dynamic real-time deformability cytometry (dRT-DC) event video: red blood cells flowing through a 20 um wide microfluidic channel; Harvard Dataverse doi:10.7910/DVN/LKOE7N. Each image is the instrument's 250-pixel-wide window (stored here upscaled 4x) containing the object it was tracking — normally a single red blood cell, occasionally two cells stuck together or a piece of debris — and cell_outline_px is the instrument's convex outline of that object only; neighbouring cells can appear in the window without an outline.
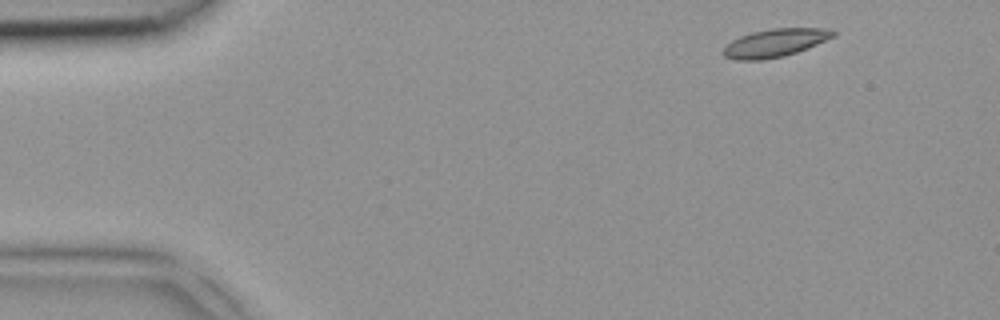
{"species": "common noctule bat (a hibernating species)", "species_latin": "Nyctalus noctula", "temperature_condition": "room temperature", "stored_images_in_passage": 3, "camera_frame_rate_fps": 3000, "um_per_image_px": 0.085, "animal": {"sex": "female", "body_mass_g": 18.4}, "frame": {"image": 1, "passage_image": 1, "time_ms": 0.0, "image_size_px": [1000, 320], "cell_outline_px": [[836, 36], [808, 48], [784, 56], [764, 60], [736, 60], [724, 56], [720, 52], [732, 40], [740, 36], [752, 32], [772, 28], [824, 28], [836, 32]], "centroid_in_image_um": [65.87, 3.65], "position_along_channel_um": 19.1, "area_um2": 18.03}}
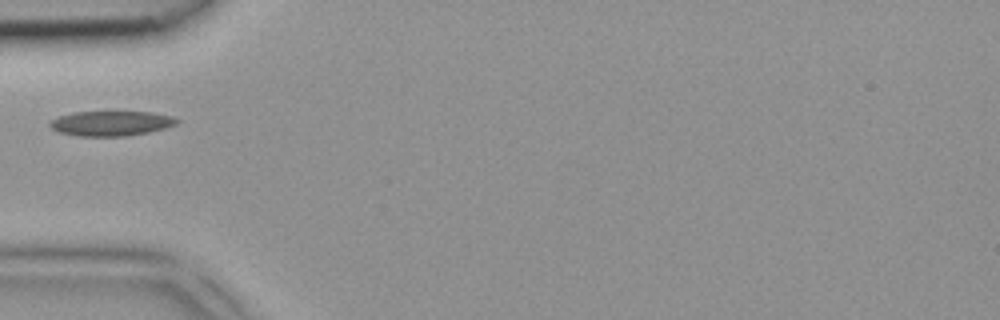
{"frame": {"image": 2, "passage_image": 3, "time_ms": 0.667, "image_size_px": [1000, 320], "cell_outline_px": [[180, 120], [176, 124], [164, 128], [148, 132], [124, 136], [76, 136], [60, 132], [52, 128], [48, 124], [52, 120], [60, 116], [76, 112], [148, 112], [172, 116]], "centroid_in_image_um": [9.44, 10.49], "position_along_channel_um": 75.6, "area_um2": 18.15}}